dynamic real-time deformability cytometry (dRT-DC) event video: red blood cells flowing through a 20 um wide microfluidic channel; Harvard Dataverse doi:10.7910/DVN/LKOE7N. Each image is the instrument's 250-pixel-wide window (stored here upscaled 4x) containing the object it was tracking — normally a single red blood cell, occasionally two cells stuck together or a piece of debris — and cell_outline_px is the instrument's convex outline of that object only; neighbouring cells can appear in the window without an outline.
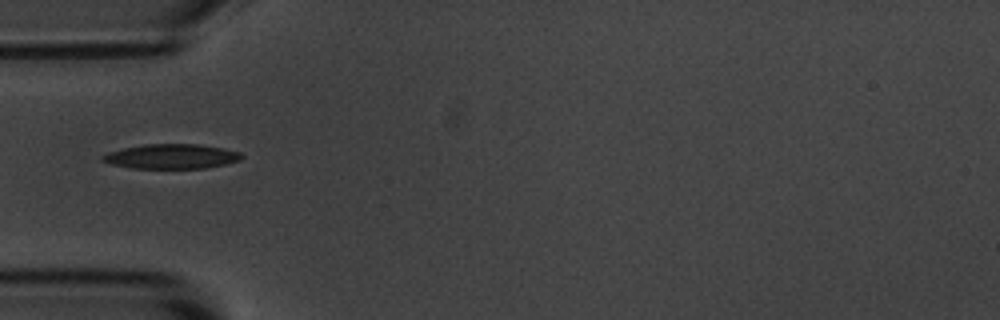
{"species": "common noctule bat (a hibernating species)", "species_latin": "Nyctalus noctula", "temperature_condition": "room temperature", "stored_images_in_passage": 39, "camera_frame_rate_fps": 3000, "um_per_image_px": 0.085, "animal": {"sex": "male", "body_mass_g": 20.1, "forearm_length_mm": 53.5}, "frame": {"image": 1, "passage_image": 1, "time_ms": 0.0, "image_size_px": [1000, 320], "cell_outline_px": [[244, 156], [240, 160], [224, 164], [204, 168], [132, 168], [112, 164], [100, 160], [100, 156], [108, 152], [124, 148], [144, 144], [196, 144], [224, 148], [240, 152]], "centroid_in_image_um": [14.56, 13.29], "position_along_channel_um": 70.4, "area_um2": 19.94}}
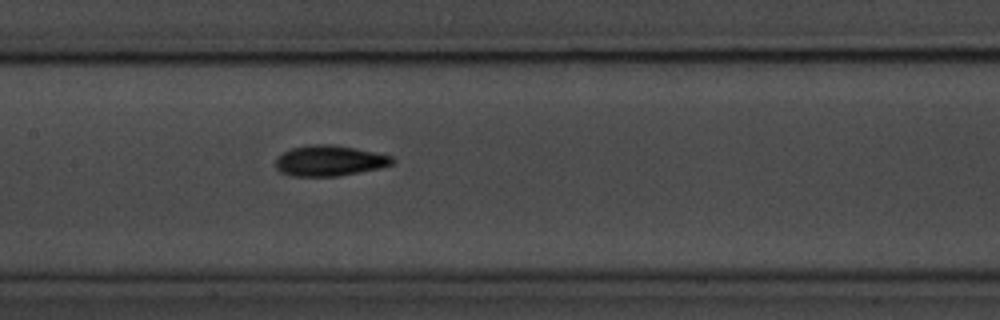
{"frame": {"image": 2, "passage_image": 10, "time_ms": 3.0, "image_size_px": [1000, 320], "cell_outline_px": [[396, 160], [392, 164], [380, 168], [340, 176], [292, 176], [280, 172], [276, 168], [276, 160], [284, 152], [292, 148], [308, 144], [332, 144], [356, 148], [392, 156]], "centroid_in_image_um": [28.02, 13.66], "position_along_channel_um": 179.4, "area_um2": 20.87}}
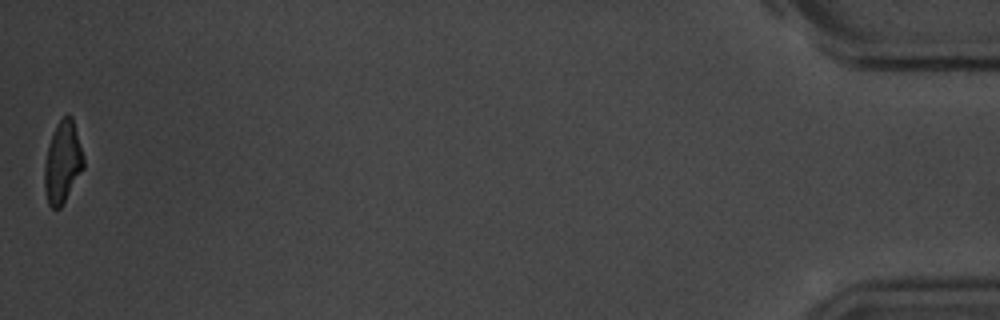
{"frame": {"image": 3, "passage_image": 39, "time_ms": 12.667, "image_size_px": [1000, 320], "cell_outline_px": [[84, 168], [60, 208], [52, 208], [48, 204], [44, 188], [44, 164], [48, 144], [60, 120], [68, 112], [72, 116], [84, 156]], "centroid_in_image_um": [5.32, 13.79], "position_along_channel_um": 429.9, "area_um2": 18.55}, "authors_computed_cell_mechanics": {"area_um2": 19.8832, "velocity_mm_per_s": 3.59, "shape_relaxation_time_tau1_ms": 3.2563, "shape_relaxation_time_tau2_ms": 3.553, "deformation_change_tau1": 0.1375, "deformation_change_tau2": 0.1121}}